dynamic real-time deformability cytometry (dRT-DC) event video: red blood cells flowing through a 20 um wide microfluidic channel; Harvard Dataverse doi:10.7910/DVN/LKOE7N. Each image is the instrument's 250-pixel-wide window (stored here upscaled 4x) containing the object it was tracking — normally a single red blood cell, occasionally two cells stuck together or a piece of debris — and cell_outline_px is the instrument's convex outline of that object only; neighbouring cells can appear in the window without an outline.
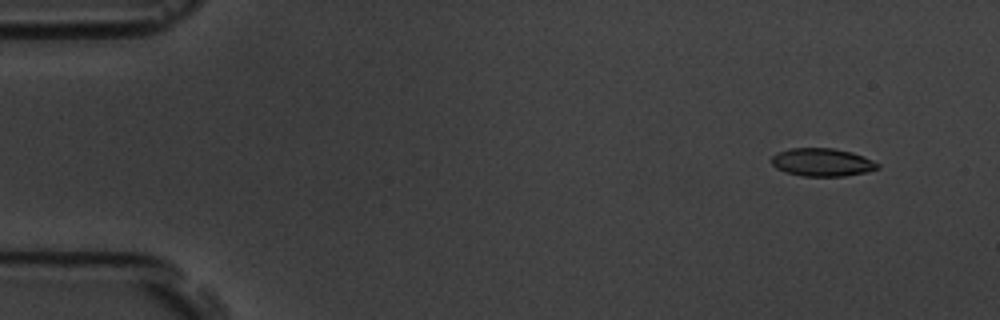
{"species": "common noctule bat (a hibernating species)", "species_latin": "Nyctalus noctula", "temperature_condition": "room temperature", "stored_images_in_passage": 5, "camera_frame_rate_fps": 3000, "um_per_image_px": 0.085, "animal": {"sex": "male", "body_mass_g": 19.5, "forearm_length_mm": 54.6}, "frame": {"image": 1, "passage_image": 1, "time_ms": 0.0, "image_size_px": [1000, 320], "cell_outline_px": [[880, 168], [864, 172], [844, 176], [804, 176], [784, 172], [776, 168], [772, 164], [772, 156], [776, 152], [788, 148], [832, 148], [852, 152], [864, 156], [880, 164]], "centroid_in_image_um": [69.86, 13.78], "position_along_channel_um": 15.1, "area_um2": 17.4}}
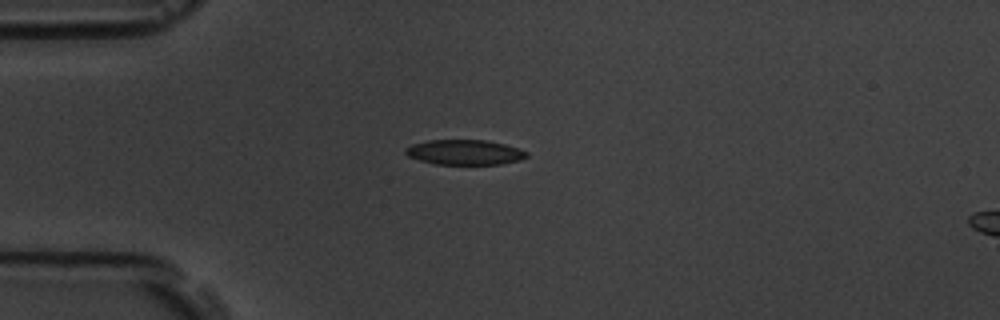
{"frame": {"image": 2, "passage_image": 4, "time_ms": 3.333, "image_size_px": [1000, 320], "cell_outline_px": [[528, 156], [520, 160], [500, 164], [436, 164], [420, 160], [408, 156], [404, 152], [404, 148], [412, 144], [428, 140], [484, 140], [504, 144], [528, 152]], "centroid_in_image_um": [39.47, 12.94], "position_along_channel_um": 45.5, "area_um2": 17.57}}